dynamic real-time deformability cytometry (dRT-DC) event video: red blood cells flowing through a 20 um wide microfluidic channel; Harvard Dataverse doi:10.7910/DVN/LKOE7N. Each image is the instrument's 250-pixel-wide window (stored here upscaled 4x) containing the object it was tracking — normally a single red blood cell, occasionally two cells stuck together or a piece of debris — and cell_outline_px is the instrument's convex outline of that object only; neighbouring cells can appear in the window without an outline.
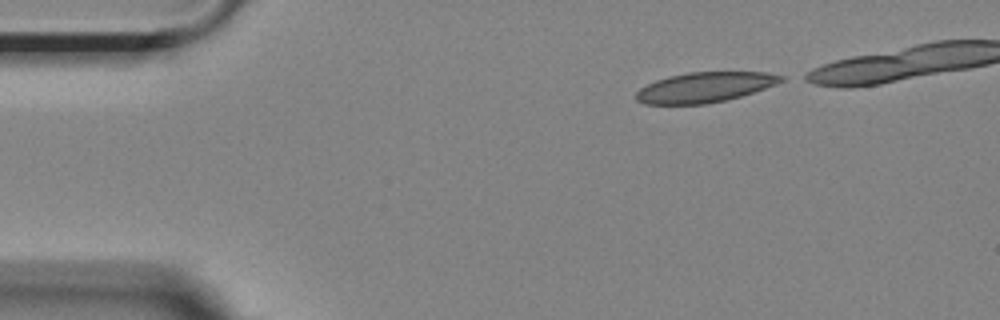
{"species": "Egyptian fruit bat (a non-hibernating species)", "species_latin": "Rousettus aegyptiacus", "temperature_condition": "room temperature", "stored_images_in_passage": 5, "camera_frame_rate_fps": 3000, "um_per_image_px": 0.085, "animal": {"sex": "female"}, "frame": {"image": 1, "passage_image": 1, "time_ms": 0.0, "image_size_px": [1000, 320], "cell_outline_px": [[788, 76], [784, 80], [776, 84], [740, 96], [724, 100], [704, 104], [644, 104], [636, 100], [636, 92], [640, 88], [656, 80], [668, 76], [688, 72], [768, 72]], "centroid_in_image_um": [59.91, 7.41], "position_along_channel_um": 25.1, "area_um2": 25.37}}